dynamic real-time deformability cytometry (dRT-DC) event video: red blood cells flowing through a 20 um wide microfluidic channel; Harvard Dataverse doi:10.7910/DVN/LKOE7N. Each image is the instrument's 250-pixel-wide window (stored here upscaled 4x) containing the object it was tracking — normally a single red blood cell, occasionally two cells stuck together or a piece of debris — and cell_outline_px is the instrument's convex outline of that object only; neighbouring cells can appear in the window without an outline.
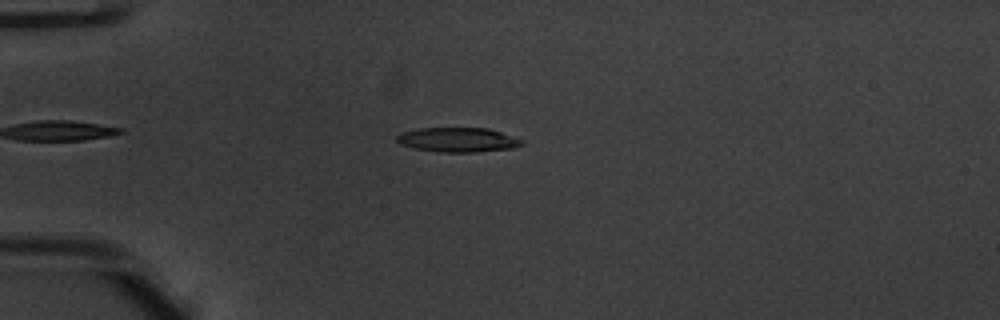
{"species": "common noctule bat (a hibernating species)", "species_latin": "Nyctalus noctula", "temperature_condition": "warm", "stored_images_in_passage": 54, "camera_frame_rate_fps": 3000, "um_per_image_px": 0.085, "animal": {"sex": "male", "body_mass_g": 20.1, "forearm_length_mm": 53.5}, "frame": {"image": 1, "passage_image": 15, "time_ms": 4.667, "image_size_px": [1000, 320], "cell_outline_px": [[524, 144], [512, 148], [476, 152], [436, 152], [416, 148], [400, 144], [396, 140], [396, 136], [400, 132], [420, 128], [488, 128], [524, 140]], "centroid_in_image_um": [38.91, 11.88], "position_along_channel_um": 46.1, "area_um2": 17.86}}
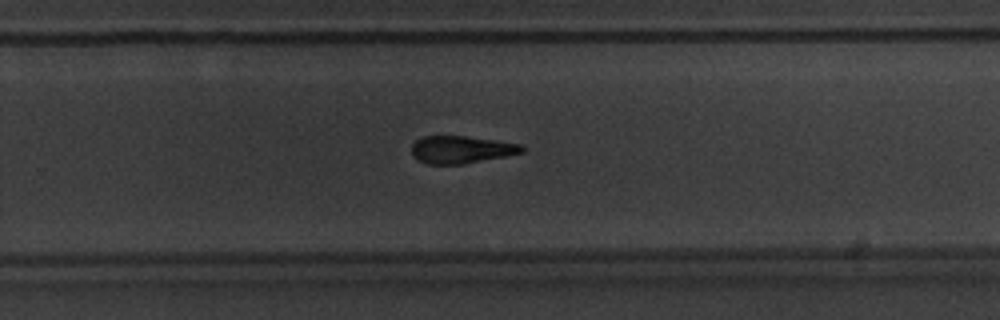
{"frame": {"image": 2, "passage_image": 36, "time_ms": 11.667, "image_size_px": [1000, 320], "cell_outline_px": [[524, 152], [504, 156], [460, 164], [428, 164], [412, 156], [412, 144], [416, 140], [424, 136], [464, 136], [520, 144], [524, 148]], "centroid_in_image_um": [39.16, 12.71], "position_along_channel_um": 290.6, "area_um2": 17.28}}
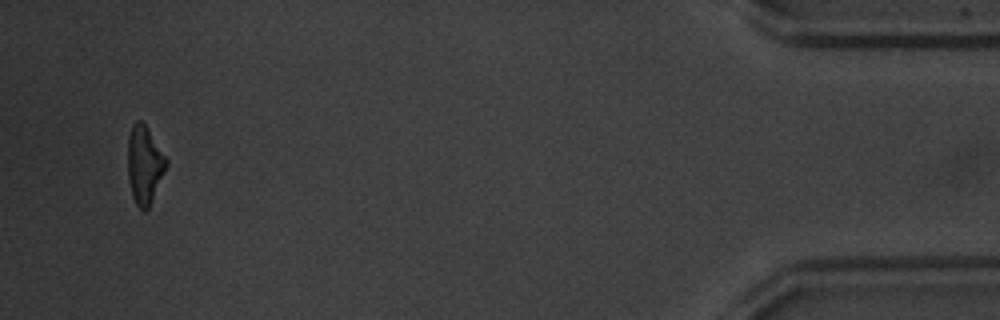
{"frame": {"image": 3, "passage_image": 52, "time_ms": 17.0, "image_size_px": [1000, 320], "cell_outline_px": [[168, 164], [152, 200], [148, 208], [144, 212], [136, 204], [132, 196], [128, 180], [128, 136], [132, 124], [136, 120], [140, 120], [148, 128], [168, 160]], "centroid_in_image_um": [12.27, 13.99], "position_along_channel_um": 422.9, "area_um2": 17.51}, "authors_computed_cell_mechanics": {"area_um2": 18.2359, "velocity_mm_per_s": 3.8381, "shape_relaxation_time_tau1_ms": 4.2465, "shape_relaxation_time_tau2_ms": 5.2251, "deformation_change_tau1": 0.1536, "deformation_change_tau2": 0.1631}}